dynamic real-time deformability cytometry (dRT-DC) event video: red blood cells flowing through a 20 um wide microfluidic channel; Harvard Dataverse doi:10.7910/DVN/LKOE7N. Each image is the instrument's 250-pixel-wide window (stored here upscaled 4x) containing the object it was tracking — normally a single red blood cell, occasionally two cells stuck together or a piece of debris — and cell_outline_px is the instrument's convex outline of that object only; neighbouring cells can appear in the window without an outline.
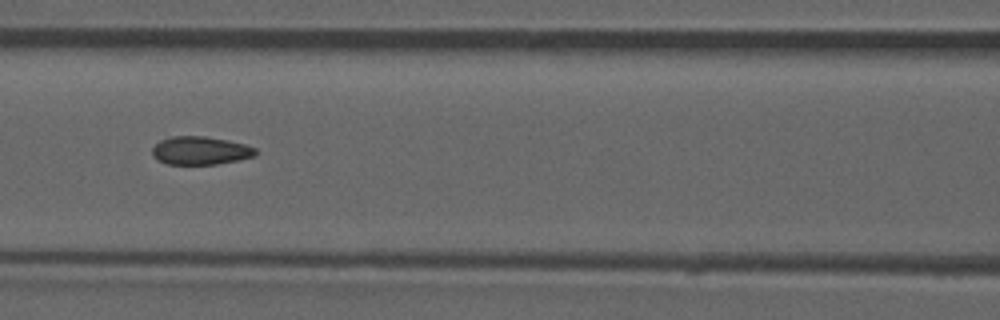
{"species": "common noctule bat (a hibernating species)", "species_latin": "Nyctalus noctula", "temperature_condition": "room temperature", "stored_images_in_passage": 52, "camera_frame_rate_fps": 3000, "um_per_image_px": 0.085, "animal": {"sex": "male", "forearm_length_mm": 52.5}, "frame": {"image": 1, "passage_image": 23, "time_ms": 7.333, "image_size_px": [1000, 320], "cell_outline_px": [[256, 156], [240, 160], [216, 164], [168, 164], [156, 160], [152, 156], [152, 148], [160, 140], [172, 136], [204, 136], [228, 140], [244, 144], [256, 148]], "centroid_in_image_um": [17.02, 12.8], "position_along_channel_um": 149.6, "area_um2": 17.11}, "authors_computed_cell_mechanics": {"area_um2": 17.34, "velocity_mm_per_s": 3.9597, "shape_relaxation_time_tau1_ms": null, "shape_relaxation_time_tau2_ms": 1.9929, "deformation_change_tau1": null, "deformation_change_tau2": 0.0626}}